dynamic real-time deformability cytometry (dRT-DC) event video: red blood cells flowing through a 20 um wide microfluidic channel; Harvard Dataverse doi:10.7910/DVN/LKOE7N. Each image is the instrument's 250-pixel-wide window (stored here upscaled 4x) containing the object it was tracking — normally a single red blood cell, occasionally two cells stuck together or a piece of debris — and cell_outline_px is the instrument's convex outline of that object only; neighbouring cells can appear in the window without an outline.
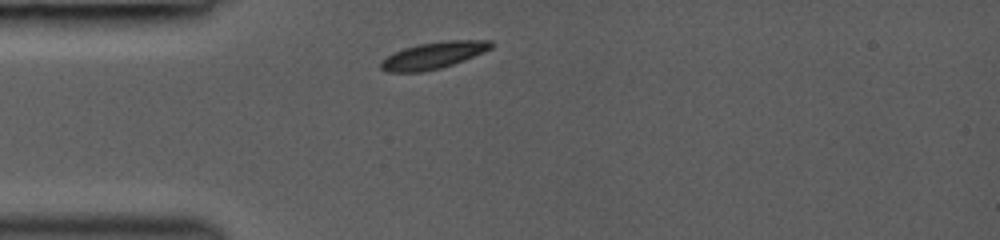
{"species": "common noctule bat (a hibernating species)", "species_latin": "Nyctalus noctula", "temperature_condition": "room temperature", "stored_images_in_passage": 30, "camera_frame_rate_fps": 3000, "um_per_image_px": 0.085, "animal": {"sex": "female", "body_mass_g": 19.0, "forearm_length_mm": 53.3}, "frame": {"image": 1, "passage_image": 1, "time_ms": 0.0, "image_size_px": [1000, 240], "cell_outline_px": [[492, 48], [464, 60], [440, 68], [424, 72], [384, 72], [380, 68], [380, 60], [392, 52], [404, 48], [420, 44], [448, 40], [492, 40]], "centroid_in_image_um": [36.78, 4.71], "position_along_channel_um": 48.2, "area_um2": 17.22}}
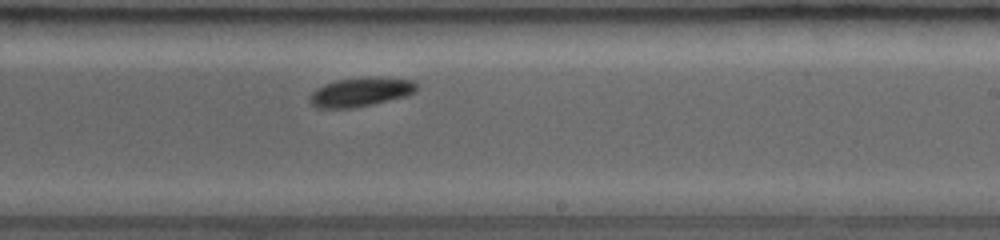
{"frame": {"image": 2, "passage_image": 17, "time_ms": 5.333, "image_size_px": [1000, 240], "cell_outline_px": [[420, 84], [416, 92], [408, 96], [372, 104], [352, 108], [316, 108], [308, 100], [308, 96], [316, 88], [324, 84], [336, 80], [416, 80]], "centroid_in_image_um": [30.63, 7.88], "position_along_channel_um": 258.4, "area_um2": 17.4}}
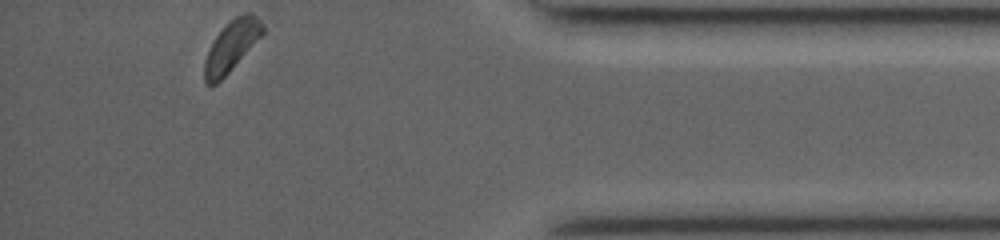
{"frame": {"image": 3, "passage_image": 30, "time_ms": 9.667, "image_size_px": [1000, 240], "cell_outline_px": [[264, 32], [228, 72], [216, 84], [208, 84], [204, 80], [204, 60], [216, 36], [236, 16], [244, 12], [252, 12], [264, 24]], "centroid_in_image_um": [19.68, 3.89], "position_along_channel_um": 415.5, "area_um2": 16.53}}